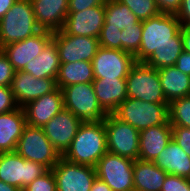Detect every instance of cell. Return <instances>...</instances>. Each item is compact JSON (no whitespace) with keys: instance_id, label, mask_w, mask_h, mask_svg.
<instances>
[{"instance_id":"cell-1","label":"cell","mask_w":190,"mask_h":191,"mask_svg":"<svg viewBox=\"0 0 190 191\" xmlns=\"http://www.w3.org/2000/svg\"><path fill=\"white\" fill-rule=\"evenodd\" d=\"M142 39V21L118 0L105 3V22L98 37L99 46L135 55Z\"/></svg>"},{"instance_id":"cell-2","label":"cell","mask_w":190,"mask_h":191,"mask_svg":"<svg viewBox=\"0 0 190 191\" xmlns=\"http://www.w3.org/2000/svg\"><path fill=\"white\" fill-rule=\"evenodd\" d=\"M107 151L104 119L98 122H83L62 157L72 163L95 167Z\"/></svg>"},{"instance_id":"cell-3","label":"cell","mask_w":190,"mask_h":191,"mask_svg":"<svg viewBox=\"0 0 190 191\" xmlns=\"http://www.w3.org/2000/svg\"><path fill=\"white\" fill-rule=\"evenodd\" d=\"M181 24L175 14L160 13L142 21V39L136 62H145L156 49L164 45H183Z\"/></svg>"},{"instance_id":"cell-4","label":"cell","mask_w":190,"mask_h":191,"mask_svg":"<svg viewBox=\"0 0 190 191\" xmlns=\"http://www.w3.org/2000/svg\"><path fill=\"white\" fill-rule=\"evenodd\" d=\"M42 29L38 26L30 0H17L0 19V49L25 40Z\"/></svg>"},{"instance_id":"cell-5","label":"cell","mask_w":190,"mask_h":191,"mask_svg":"<svg viewBox=\"0 0 190 191\" xmlns=\"http://www.w3.org/2000/svg\"><path fill=\"white\" fill-rule=\"evenodd\" d=\"M112 114L139 131L169 122L168 104L149 103L129 97Z\"/></svg>"},{"instance_id":"cell-6","label":"cell","mask_w":190,"mask_h":191,"mask_svg":"<svg viewBox=\"0 0 190 191\" xmlns=\"http://www.w3.org/2000/svg\"><path fill=\"white\" fill-rule=\"evenodd\" d=\"M127 96L141 101L168 104L159 72L144 62H136L126 77Z\"/></svg>"},{"instance_id":"cell-7","label":"cell","mask_w":190,"mask_h":191,"mask_svg":"<svg viewBox=\"0 0 190 191\" xmlns=\"http://www.w3.org/2000/svg\"><path fill=\"white\" fill-rule=\"evenodd\" d=\"M64 108L71 111L82 122H98L107 113L98 103L92 83H78L63 87Z\"/></svg>"},{"instance_id":"cell-8","label":"cell","mask_w":190,"mask_h":191,"mask_svg":"<svg viewBox=\"0 0 190 191\" xmlns=\"http://www.w3.org/2000/svg\"><path fill=\"white\" fill-rule=\"evenodd\" d=\"M24 159L52 169L62 157L44 134L42 127L26 124L15 150Z\"/></svg>"},{"instance_id":"cell-9","label":"cell","mask_w":190,"mask_h":191,"mask_svg":"<svg viewBox=\"0 0 190 191\" xmlns=\"http://www.w3.org/2000/svg\"><path fill=\"white\" fill-rule=\"evenodd\" d=\"M48 170L40 163L24 159L16 151L0 154V180L21 191Z\"/></svg>"},{"instance_id":"cell-10","label":"cell","mask_w":190,"mask_h":191,"mask_svg":"<svg viewBox=\"0 0 190 191\" xmlns=\"http://www.w3.org/2000/svg\"><path fill=\"white\" fill-rule=\"evenodd\" d=\"M134 160L107 151L95 166L96 176L112 191H134Z\"/></svg>"},{"instance_id":"cell-11","label":"cell","mask_w":190,"mask_h":191,"mask_svg":"<svg viewBox=\"0 0 190 191\" xmlns=\"http://www.w3.org/2000/svg\"><path fill=\"white\" fill-rule=\"evenodd\" d=\"M107 149L109 152L132 160L139 156L140 131L113 114L105 118Z\"/></svg>"},{"instance_id":"cell-12","label":"cell","mask_w":190,"mask_h":191,"mask_svg":"<svg viewBox=\"0 0 190 191\" xmlns=\"http://www.w3.org/2000/svg\"><path fill=\"white\" fill-rule=\"evenodd\" d=\"M57 191H90L95 180V167L67 161L63 157L53 166Z\"/></svg>"},{"instance_id":"cell-13","label":"cell","mask_w":190,"mask_h":191,"mask_svg":"<svg viewBox=\"0 0 190 191\" xmlns=\"http://www.w3.org/2000/svg\"><path fill=\"white\" fill-rule=\"evenodd\" d=\"M135 63V56L131 53L99 47L92 60L94 79H126Z\"/></svg>"},{"instance_id":"cell-14","label":"cell","mask_w":190,"mask_h":191,"mask_svg":"<svg viewBox=\"0 0 190 191\" xmlns=\"http://www.w3.org/2000/svg\"><path fill=\"white\" fill-rule=\"evenodd\" d=\"M60 63L76 61L92 62L99 46L98 38L65 34L62 30L53 32Z\"/></svg>"},{"instance_id":"cell-15","label":"cell","mask_w":190,"mask_h":191,"mask_svg":"<svg viewBox=\"0 0 190 191\" xmlns=\"http://www.w3.org/2000/svg\"><path fill=\"white\" fill-rule=\"evenodd\" d=\"M52 37V31L41 30L25 40L3 46L1 50L15 71H22L28 62L39 56Z\"/></svg>"},{"instance_id":"cell-16","label":"cell","mask_w":190,"mask_h":191,"mask_svg":"<svg viewBox=\"0 0 190 191\" xmlns=\"http://www.w3.org/2000/svg\"><path fill=\"white\" fill-rule=\"evenodd\" d=\"M82 123L71 111L64 108L46 123L42 130L62 156L69 148Z\"/></svg>"},{"instance_id":"cell-17","label":"cell","mask_w":190,"mask_h":191,"mask_svg":"<svg viewBox=\"0 0 190 191\" xmlns=\"http://www.w3.org/2000/svg\"><path fill=\"white\" fill-rule=\"evenodd\" d=\"M10 88L16 103L23 108L26 104L53 92L56 88V79L35 78L29 73L16 71Z\"/></svg>"},{"instance_id":"cell-18","label":"cell","mask_w":190,"mask_h":191,"mask_svg":"<svg viewBox=\"0 0 190 191\" xmlns=\"http://www.w3.org/2000/svg\"><path fill=\"white\" fill-rule=\"evenodd\" d=\"M105 22V4L84 11L68 12L61 29L65 34L98 38Z\"/></svg>"},{"instance_id":"cell-19","label":"cell","mask_w":190,"mask_h":191,"mask_svg":"<svg viewBox=\"0 0 190 191\" xmlns=\"http://www.w3.org/2000/svg\"><path fill=\"white\" fill-rule=\"evenodd\" d=\"M23 109L26 116V124L43 127L64 109L62 90L57 87L53 92L29 102Z\"/></svg>"},{"instance_id":"cell-20","label":"cell","mask_w":190,"mask_h":191,"mask_svg":"<svg viewBox=\"0 0 190 191\" xmlns=\"http://www.w3.org/2000/svg\"><path fill=\"white\" fill-rule=\"evenodd\" d=\"M36 22L42 30L59 31L68 15L69 0H30Z\"/></svg>"},{"instance_id":"cell-21","label":"cell","mask_w":190,"mask_h":191,"mask_svg":"<svg viewBox=\"0 0 190 191\" xmlns=\"http://www.w3.org/2000/svg\"><path fill=\"white\" fill-rule=\"evenodd\" d=\"M171 139L170 122L140 130L138 159L153 162Z\"/></svg>"},{"instance_id":"cell-22","label":"cell","mask_w":190,"mask_h":191,"mask_svg":"<svg viewBox=\"0 0 190 191\" xmlns=\"http://www.w3.org/2000/svg\"><path fill=\"white\" fill-rule=\"evenodd\" d=\"M92 85L98 103L107 114H112L128 98L126 79H94Z\"/></svg>"},{"instance_id":"cell-23","label":"cell","mask_w":190,"mask_h":191,"mask_svg":"<svg viewBox=\"0 0 190 191\" xmlns=\"http://www.w3.org/2000/svg\"><path fill=\"white\" fill-rule=\"evenodd\" d=\"M26 126L24 109L0 114V152H14L23 129Z\"/></svg>"},{"instance_id":"cell-24","label":"cell","mask_w":190,"mask_h":191,"mask_svg":"<svg viewBox=\"0 0 190 191\" xmlns=\"http://www.w3.org/2000/svg\"><path fill=\"white\" fill-rule=\"evenodd\" d=\"M167 174L190 179V156L171 139L153 161Z\"/></svg>"},{"instance_id":"cell-25","label":"cell","mask_w":190,"mask_h":191,"mask_svg":"<svg viewBox=\"0 0 190 191\" xmlns=\"http://www.w3.org/2000/svg\"><path fill=\"white\" fill-rule=\"evenodd\" d=\"M168 174L151 161L134 160V191H161Z\"/></svg>"},{"instance_id":"cell-26","label":"cell","mask_w":190,"mask_h":191,"mask_svg":"<svg viewBox=\"0 0 190 191\" xmlns=\"http://www.w3.org/2000/svg\"><path fill=\"white\" fill-rule=\"evenodd\" d=\"M60 64L56 43L51 39L39 56L28 62L22 71L35 78L56 79Z\"/></svg>"},{"instance_id":"cell-27","label":"cell","mask_w":190,"mask_h":191,"mask_svg":"<svg viewBox=\"0 0 190 191\" xmlns=\"http://www.w3.org/2000/svg\"><path fill=\"white\" fill-rule=\"evenodd\" d=\"M163 93L168 102L190 95V76L175 66L158 70Z\"/></svg>"},{"instance_id":"cell-28","label":"cell","mask_w":190,"mask_h":191,"mask_svg":"<svg viewBox=\"0 0 190 191\" xmlns=\"http://www.w3.org/2000/svg\"><path fill=\"white\" fill-rule=\"evenodd\" d=\"M94 81L93 65L88 61L61 63L56 77L58 88Z\"/></svg>"},{"instance_id":"cell-29","label":"cell","mask_w":190,"mask_h":191,"mask_svg":"<svg viewBox=\"0 0 190 191\" xmlns=\"http://www.w3.org/2000/svg\"><path fill=\"white\" fill-rule=\"evenodd\" d=\"M182 52L183 45H164L156 49L144 63L157 70L174 66Z\"/></svg>"},{"instance_id":"cell-30","label":"cell","mask_w":190,"mask_h":191,"mask_svg":"<svg viewBox=\"0 0 190 191\" xmlns=\"http://www.w3.org/2000/svg\"><path fill=\"white\" fill-rule=\"evenodd\" d=\"M168 111L171 126L190 128V95L170 101Z\"/></svg>"},{"instance_id":"cell-31","label":"cell","mask_w":190,"mask_h":191,"mask_svg":"<svg viewBox=\"0 0 190 191\" xmlns=\"http://www.w3.org/2000/svg\"><path fill=\"white\" fill-rule=\"evenodd\" d=\"M125 4L131 12L139 19L144 21L160 14L155 0H118Z\"/></svg>"},{"instance_id":"cell-32","label":"cell","mask_w":190,"mask_h":191,"mask_svg":"<svg viewBox=\"0 0 190 191\" xmlns=\"http://www.w3.org/2000/svg\"><path fill=\"white\" fill-rule=\"evenodd\" d=\"M23 191H57L52 169H49L45 174L36 178Z\"/></svg>"},{"instance_id":"cell-33","label":"cell","mask_w":190,"mask_h":191,"mask_svg":"<svg viewBox=\"0 0 190 191\" xmlns=\"http://www.w3.org/2000/svg\"><path fill=\"white\" fill-rule=\"evenodd\" d=\"M161 191H190V179L168 174Z\"/></svg>"},{"instance_id":"cell-34","label":"cell","mask_w":190,"mask_h":191,"mask_svg":"<svg viewBox=\"0 0 190 191\" xmlns=\"http://www.w3.org/2000/svg\"><path fill=\"white\" fill-rule=\"evenodd\" d=\"M15 72L7 56L0 49V86L10 87Z\"/></svg>"},{"instance_id":"cell-35","label":"cell","mask_w":190,"mask_h":191,"mask_svg":"<svg viewBox=\"0 0 190 191\" xmlns=\"http://www.w3.org/2000/svg\"><path fill=\"white\" fill-rule=\"evenodd\" d=\"M18 107L11 88L0 86V114L11 112Z\"/></svg>"},{"instance_id":"cell-36","label":"cell","mask_w":190,"mask_h":191,"mask_svg":"<svg viewBox=\"0 0 190 191\" xmlns=\"http://www.w3.org/2000/svg\"><path fill=\"white\" fill-rule=\"evenodd\" d=\"M172 139L190 156V128L172 126Z\"/></svg>"},{"instance_id":"cell-37","label":"cell","mask_w":190,"mask_h":191,"mask_svg":"<svg viewBox=\"0 0 190 191\" xmlns=\"http://www.w3.org/2000/svg\"><path fill=\"white\" fill-rule=\"evenodd\" d=\"M107 0H69L68 12H79L86 9L104 5Z\"/></svg>"},{"instance_id":"cell-38","label":"cell","mask_w":190,"mask_h":191,"mask_svg":"<svg viewBox=\"0 0 190 191\" xmlns=\"http://www.w3.org/2000/svg\"><path fill=\"white\" fill-rule=\"evenodd\" d=\"M160 13L176 14L182 0H155Z\"/></svg>"},{"instance_id":"cell-39","label":"cell","mask_w":190,"mask_h":191,"mask_svg":"<svg viewBox=\"0 0 190 191\" xmlns=\"http://www.w3.org/2000/svg\"><path fill=\"white\" fill-rule=\"evenodd\" d=\"M175 15L182 27H190V0H182L181 6Z\"/></svg>"},{"instance_id":"cell-40","label":"cell","mask_w":190,"mask_h":191,"mask_svg":"<svg viewBox=\"0 0 190 191\" xmlns=\"http://www.w3.org/2000/svg\"><path fill=\"white\" fill-rule=\"evenodd\" d=\"M174 66L184 74L190 76V53L183 51Z\"/></svg>"},{"instance_id":"cell-41","label":"cell","mask_w":190,"mask_h":191,"mask_svg":"<svg viewBox=\"0 0 190 191\" xmlns=\"http://www.w3.org/2000/svg\"><path fill=\"white\" fill-rule=\"evenodd\" d=\"M183 51L190 53V27H181Z\"/></svg>"},{"instance_id":"cell-42","label":"cell","mask_w":190,"mask_h":191,"mask_svg":"<svg viewBox=\"0 0 190 191\" xmlns=\"http://www.w3.org/2000/svg\"><path fill=\"white\" fill-rule=\"evenodd\" d=\"M90 191H112V189L104 181L96 177Z\"/></svg>"},{"instance_id":"cell-43","label":"cell","mask_w":190,"mask_h":191,"mask_svg":"<svg viewBox=\"0 0 190 191\" xmlns=\"http://www.w3.org/2000/svg\"><path fill=\"white\" fill-rule=\"evenodd\" d=\"M17 0H0V19L13 6Z\"/></svg>"},{"instance_id":"cell-44","label":"cell","mask_w":190,"mask_h":191,"mask_svg":"<svg viewBox=\"0 0 190 191\" xmlns=\"http://www.w3.org/2000/svg\"><path fill=\"white\" fill-rule=\"evenodd\" d=\"M0 191H21L17 187L0 180Z\"/></svg>"}]
</instances>
